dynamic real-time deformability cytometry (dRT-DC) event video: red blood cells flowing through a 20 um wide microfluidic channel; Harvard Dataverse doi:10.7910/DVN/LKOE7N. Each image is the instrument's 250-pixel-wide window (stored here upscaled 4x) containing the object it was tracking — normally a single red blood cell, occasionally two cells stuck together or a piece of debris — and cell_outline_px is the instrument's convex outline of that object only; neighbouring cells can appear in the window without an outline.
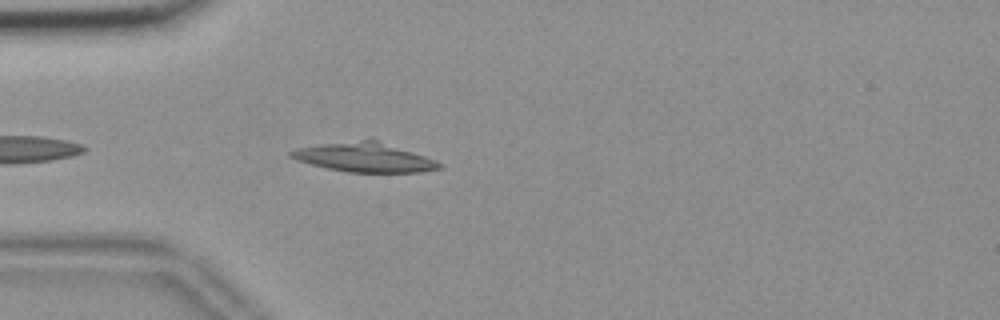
{"species": "common noctule bat (a hibernating species)", "species_latin": "Nyctalus noctula", "temperature_condition": "room temperature", "stored_images_in_passage": 18, "camera_frame_rate_fps": 3000, "um_per_image_px": 0.085, "animal": {"sex": "female", "body_mass_g": 18.4}, "frame": {"image": 1, "passage_image": 3, "time_ms": 0.667, "image_size_px": [1000, 320], "cell_outline_px": [[444, 168], [420, 172], [348, 172], [328, 168], [296, 160], [288, 156], [288, 152], [296, 148], [320, 144], [372, 136], [436, 160]], "centroid_in_image_um": [30.99, 13.32], "position_along_channel_um": 54.0, "area_um2": 26.07}}
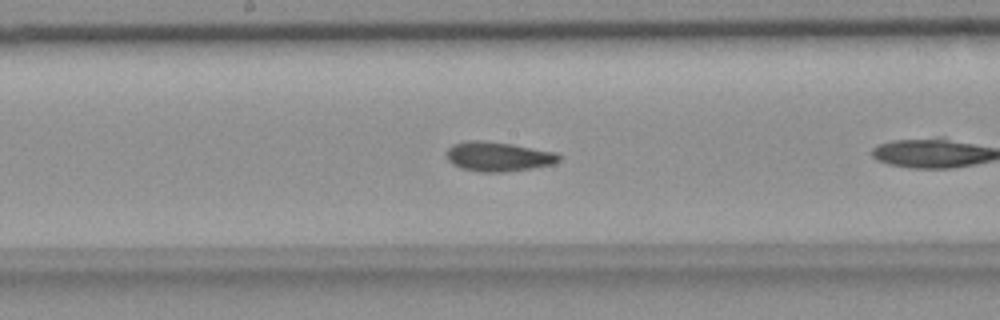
{"frame": {"image": 2, "passage_image": 13, "time_ms": 4.0, "image_size_px": [1000, 320], "cell_outline_px": [[560, 160], [552, 164], [532, 168], [504, 172], [480, 172], [460, 168], [452, 164], [448, 160], [448, 148], [452, 144], [464, 140], [484, 140], [512, 144], [556, 152], [560, 156]], "centroid_in_image_um": [42.32, 13.3], "position_along_channel_um": 205.9, "area_um2": 19.42}}
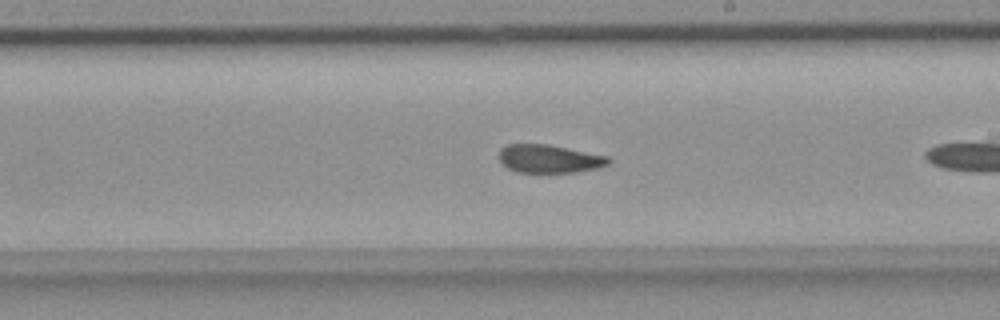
{"frame": {"image": 3, "passage_image": 16, "time_ms": 5.0, "image_size_px": [1000, 320], "cell_outline_px": [[612, 160], [608, 164], [596, 168], [576, 172], [516, 172], [508, 168], [500, 160], [500, 148], [508, 144], [548, 144], [608, 156]], "centroid_in_image_um": [46.69, 13.49], "position_along_channel_um": 242.3, "area_um2": 17.86}}